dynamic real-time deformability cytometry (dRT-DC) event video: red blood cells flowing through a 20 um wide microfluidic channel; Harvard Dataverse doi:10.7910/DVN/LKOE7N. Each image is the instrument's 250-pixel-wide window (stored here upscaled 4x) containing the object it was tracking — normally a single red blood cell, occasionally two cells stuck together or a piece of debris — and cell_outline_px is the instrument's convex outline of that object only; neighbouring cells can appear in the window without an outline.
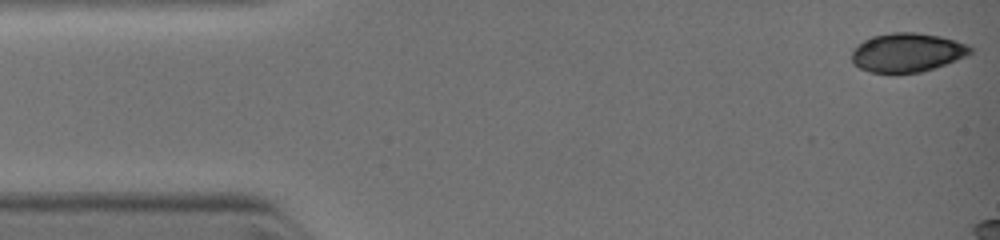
{"species": "common noctule bat (a hibernating species)", "species_latin": "Nyctalus noctula", "temperature_condition": "warm", "stored_images_in_passage": 4, "camera_frame_rate_fps": 3000, "um_per_image_px": 0.085, "animal": {"sex": "female", "body_mass_g": 19.0, "forearm_length_mm": 51.5}, "frame": {"image": 1, "passage_image": 1, "time_ms": 0.0, "image_size_px": [1000, 240], "cell_outline_px": [[972, 52], [956, 60], [920, 72], [872, 72], [860, 68], [852, 64], [852, 52], [864, 40], [872, 36], [892, 32], [916, 32], [940, 36], [968, 44], [972, 48]], "centroid_in_image_um": [77.1, 4.44], "position_along_channel_um": 7.9, "area_um2": 26.53}}